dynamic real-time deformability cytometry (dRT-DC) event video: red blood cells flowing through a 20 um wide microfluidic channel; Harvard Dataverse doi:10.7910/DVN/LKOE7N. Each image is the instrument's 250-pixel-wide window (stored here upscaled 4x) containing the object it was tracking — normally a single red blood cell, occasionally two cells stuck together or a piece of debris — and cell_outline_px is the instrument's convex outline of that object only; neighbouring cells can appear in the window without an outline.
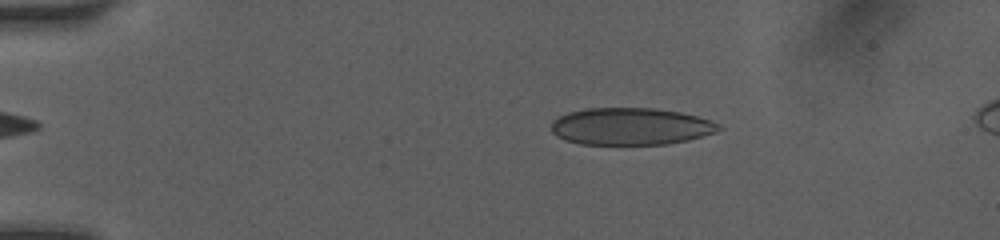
{"species": "human", "species_latin": "Homo sapiens", "temperature_condition": "room temperature", "stored_images_in_passage": 45, "camera_frame_rate_fps": 3000, "um_per_image_px": 0.085, "donor": {"sex": "female"}, "frame": {"image": 1, "passage_image": 5, "time_ms": 1.333, "image_size_px": [1000, 240], "cell_outline_px": [[724, 128], [716, 132], [688, 140], [664, 144], [580, 144], [564, 140], [556, 136], [552, 132], [552, 120], [568, 112], [588, 108], [652, 108], [680, 112], [696, 116], [720, 124]], "centroid_in_image_um": [53.6, 10.74], "position_along_channel_um": 31.4, "area_um2": 36.18}}
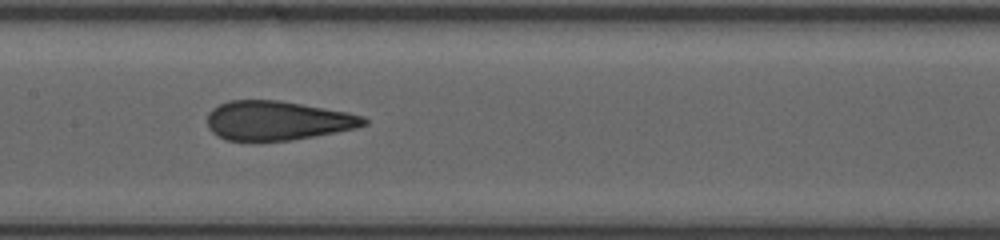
{"frame": {"image": 2, "passage_image": 21, "time_ms": 6.667, "image_size_px": [1000, 240], "cell_outline_px": [[368, 124], [356, 128], [336, 132], [292, 140], [224, 140], [216, 136], [208, 128], [208, 112], [212, 108], [228, 100], [280, 100], [348, 112], [364, 116], [368, 120]], "centroid_in_image_um": [23.58, 10.24], "position_along_channel_um": 183.8, "area_um2": 35.89}}
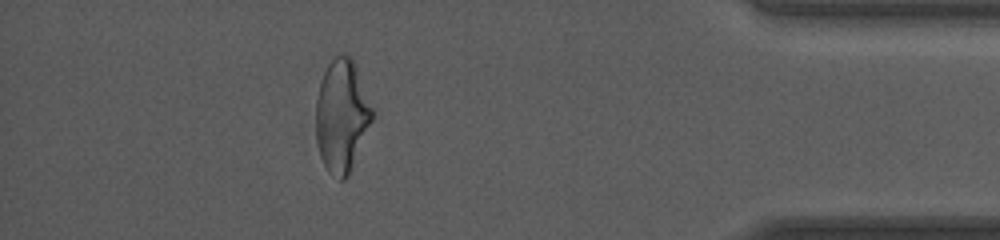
{"frame": {"image": 3, "passage_image": 40, "time_ms": 13.0, "image_size_px": [1000, 240], "cell_outline_px": [[372, 120], [348, 176], [344, 180], [340, 180], [328, 172], [320, 156], [316, 140], [316, 100], [320, 80], [328, 64], [336, 56], [348, 56], [356, 64], [372, 108]], "centroid_in_image_um": [29.03, 9.86], "position_along_channel_um": 406.2, "area_um2": 36.53}, "authors_computed_cell_mechanics": {"area_um2": 36.703, "velocity_mm_per_s": 4.127, "shape_relaxation_time_tau1_ms": 9.7003, "shape_relaxation_time_tau2_ms": 1.0774, "deformation_change_tau1": 0.206, "deformation_change_tau2": 0.0773}}